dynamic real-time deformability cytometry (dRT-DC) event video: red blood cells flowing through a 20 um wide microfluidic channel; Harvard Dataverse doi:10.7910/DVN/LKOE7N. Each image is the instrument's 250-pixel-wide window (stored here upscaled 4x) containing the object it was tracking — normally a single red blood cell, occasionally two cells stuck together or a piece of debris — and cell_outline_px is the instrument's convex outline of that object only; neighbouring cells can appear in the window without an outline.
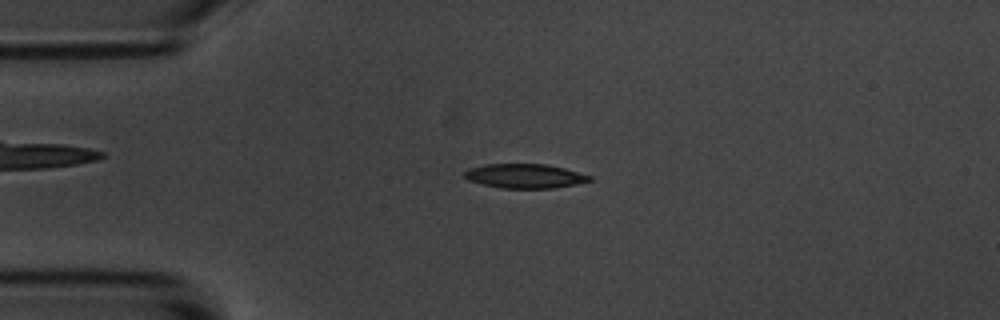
{"species": "common noctule bat (a hibernating species)", "species_latin": "Nyctalus noctula", "temperature_condition": "room temperature", "stored_images_in_passage": 55, "camera_frame_rate_fps": 3000, "um_per_image_px": 0.085, "animal": {"sex": "male", "body_mass_g": 20.1, "forearm_length_mm": 53.5}, "frame": {"image": 1, "passage_image": 12, "time_ms": 3.667, "image_size_px": [1000, 320], "cell_outline_px": [[592, 180], [576, 184], [552, 188], [500, 188], [468, 180], [464, 176], [464, 172], [468, 168], [484, 164], [548, 164], [564, 168], [592, 176]], "centroid_in_image_um": [44.6, 14.95], "position_along_channel_um": 40.4, "area_um2": 17.69}}
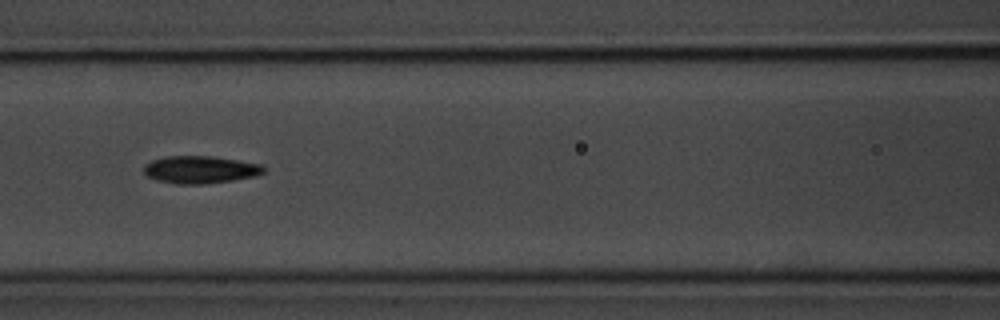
{"frame": {"image": 2, "passage_image": 23, "time_ms": 7.333, "image_size_px": [1000, 320], "cell_outline_px": [[264, 172], [256, 176], [232, 180], [204, 184], [176, 184], [156, 180], [148, 176], [144, 172], [144, 164], [152, 160], [164, 156], [212, 156], [260, 164], [264, 168]], "centroid_in_image_um": [16.98, 14.42], "position_along_channel_um": 149.6, "area_um2": 19.13}}
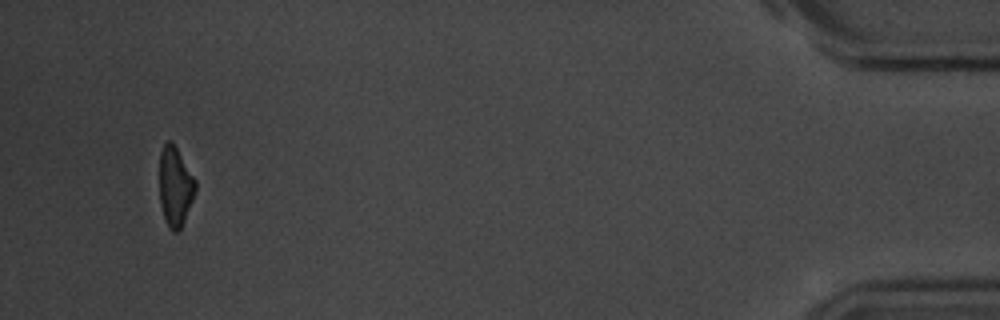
{"frame": {"image": 3, "passage_image": 52, "time_ms": 17.0, "image_size_px": [1000, 320], "cell_outline_px": [[196, 188], [192, 200], [184, 220], [180, 228], [176, 232], [172, 232], [168, 228], [160, 204], [160, 152], [164, 144], [168, 140], [172, 140], [196, 180]], "centroid_in_image_um": [14.88, 15.83], "position_along_channel_um": 420.3, "area_um2": 16.53}, "authors_computed_cell_mechanics": {"area_um2": 18.0914, "velocity_mm_per_s": 3.6122, "shape_relaxation_time_tau1_ms": 2.7709, "shape_relaxation_time_tau2_ms": 5.6409, "deformation_change_tau1": 0.1239, "deformation_change_tau2": 0.1469}}